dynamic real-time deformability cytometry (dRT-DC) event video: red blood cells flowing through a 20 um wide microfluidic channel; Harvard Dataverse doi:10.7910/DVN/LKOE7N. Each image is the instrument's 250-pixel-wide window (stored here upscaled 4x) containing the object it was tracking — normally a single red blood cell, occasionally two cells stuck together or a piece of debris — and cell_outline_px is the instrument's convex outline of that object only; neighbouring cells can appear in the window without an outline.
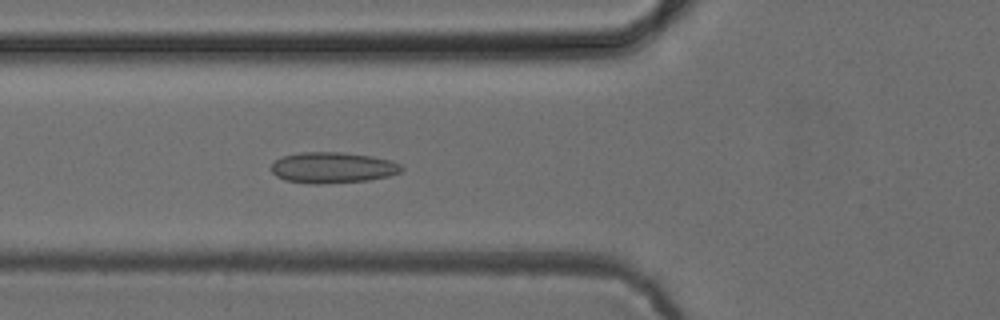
{"species": "common noctule bat (a hibernating species)", "species_latin": "Nyctalus noctula", "temperature_condition": "cold", "stored_images_in_passage": 43, "camera_frame_rate_fps": 3000, "um_per_image_px": 0.085, "animal": {"sex": "female", "body_mass_g": 24.6, "forearm_length_mm": 56.2}, "frame": {"image": 1, "passage_image": 11, "time_ms": 3.333, "image_size_px": [1000, 320], "cell_outline_px": [[404, 168], [400, 172], [388, 176], [368, 180], [320, 184], [308, 184], [284, 180], [276, 176], [272, 172], [272, 164], [276, 160], [284, 156], [300, 152], [340, 152], [372, 156], [392, 160], [400, 164]], "centroid_in_image_um": [28.28, 14.25], "position_along_channel_um": 97.5, "area_um2": 23.52}}
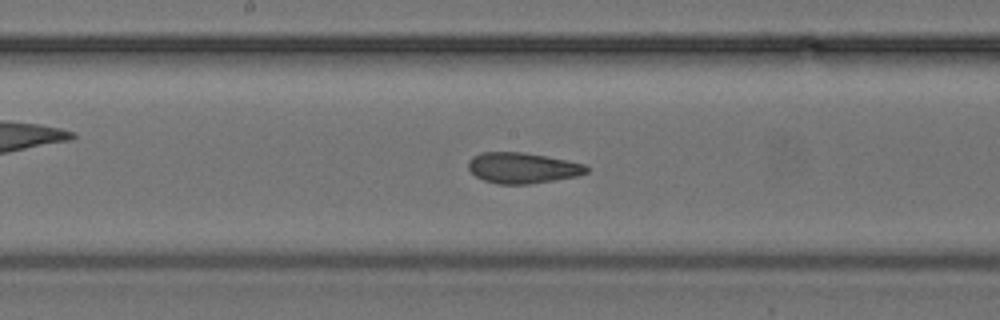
{"frame": {"image": 2, "passage_image": 19, "time_ms": 6.0, "image_size_px": [1000, 320], "cell_outline_px": [[588, 172], [576, 176], [528, 184], [496, 184], [484, 180], [476, 176], [468, 168], [468, 160], [472, 156], [480, 152], [524, 152], [548, 156], [568, 160], [584, 164], [588, 168]], "centroid_in_image_um": [44.39, 14.26], "position_along_channel_um": 203.8, "area_um2": 21.21}}
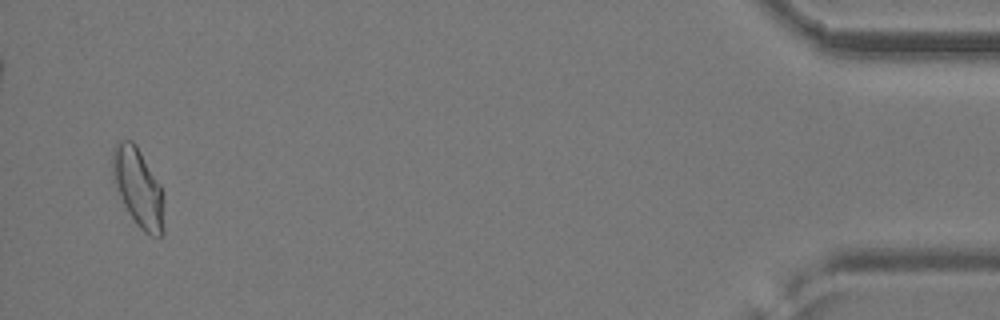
{"frame": {"image": 3, "passage_image": 42, "time_ms": 13.667, "image_size_px": [1000, 320], "cell_outline_px": [[164, 232], [160, 236], [152, 236], [144, 232], [136, 224], [128, 212], [112, 180], [112, 148], [120, 140], [132, 140], [136, 144], [160, 184], [164, 196]], "centroid_in_image_um": [11.76, 15.95], "position_along_channel_um": 423.4, "area_um2": 23.87}}